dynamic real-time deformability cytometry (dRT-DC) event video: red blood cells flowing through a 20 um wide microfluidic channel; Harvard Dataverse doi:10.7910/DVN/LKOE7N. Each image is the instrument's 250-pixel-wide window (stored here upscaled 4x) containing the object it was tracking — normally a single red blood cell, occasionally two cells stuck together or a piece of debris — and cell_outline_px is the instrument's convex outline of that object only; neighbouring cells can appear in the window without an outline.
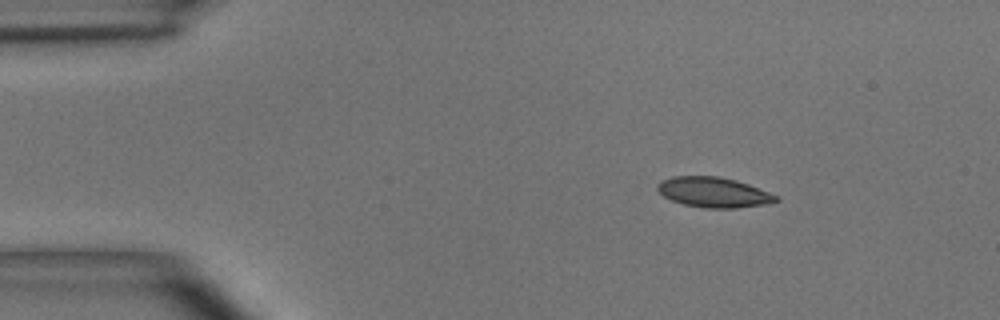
{"species": "common noctule bat (a hibernating species)", "species_latin": "Nyctalus noctula", "temperature_condition": "room temperature", "stored_images_in_passage": 3, "camera_frame_rate_fps": 3000, "um_per_image_px": 0.085, "animal": {"sex": "male", "body_mass_g": 15.6}, "frame": {"image": 1, "passage_image": 1, "time_ms": 0.0, "image_size_px": [1000, 320], "cell_outline_px": [[780, 200], [764, 204], [736, 208], [704, 208], [684, 204], [672, 200], [664, 196], [656, 188], [656, 184], [660, 180], [672, 176], [720, 176], [736, 180], [748, 184], [780, 196]], "centroid_in_image_um": [60.65, 16.33], "position_along_channel_um": 24.3, "area_um2": 20.92}}